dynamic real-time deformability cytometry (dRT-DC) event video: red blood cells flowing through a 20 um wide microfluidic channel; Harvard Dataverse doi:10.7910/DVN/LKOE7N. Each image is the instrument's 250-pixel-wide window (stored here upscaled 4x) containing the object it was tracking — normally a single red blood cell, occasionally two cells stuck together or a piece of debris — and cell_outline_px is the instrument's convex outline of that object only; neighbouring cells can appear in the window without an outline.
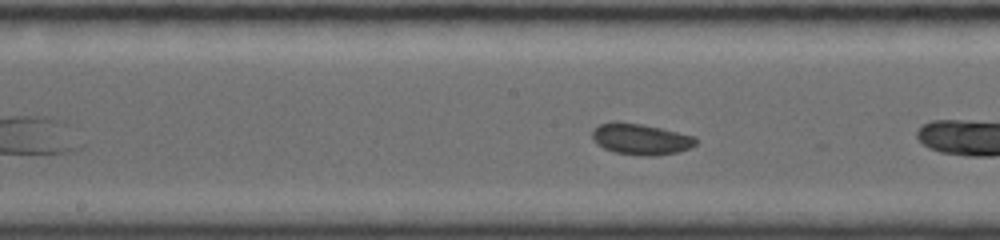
{"species": "common noctule bat (a hibernating species)", "species_latin": "Nyctalus noctula", "temperature_condition": "room temperature", "stored_images_in_passage": 10, "camera_frame_rate_fps": 4000, "um_per_image_px": 0.085, "animal": {"sex": "female", "body_mass_g": 19.0, "forearm_length_mm": 56.7}, "frame": {"image": 1, "passage_image": 9, "time_ms": 3.25, "image_size_px": [1000, 240], "cell_outline_px": [[696, 144], [680, 152], [652, 156], [640, 156], [612, 152], [596, 144], [592, 136], [592, 132], [600, 124], [640, 124], [660, 128], [692, 136], [696, 140]], "centroid_in_image_um": [54.47, 11.88], "position_along_channel_um": 193.7, "area_um2": 18.15}}